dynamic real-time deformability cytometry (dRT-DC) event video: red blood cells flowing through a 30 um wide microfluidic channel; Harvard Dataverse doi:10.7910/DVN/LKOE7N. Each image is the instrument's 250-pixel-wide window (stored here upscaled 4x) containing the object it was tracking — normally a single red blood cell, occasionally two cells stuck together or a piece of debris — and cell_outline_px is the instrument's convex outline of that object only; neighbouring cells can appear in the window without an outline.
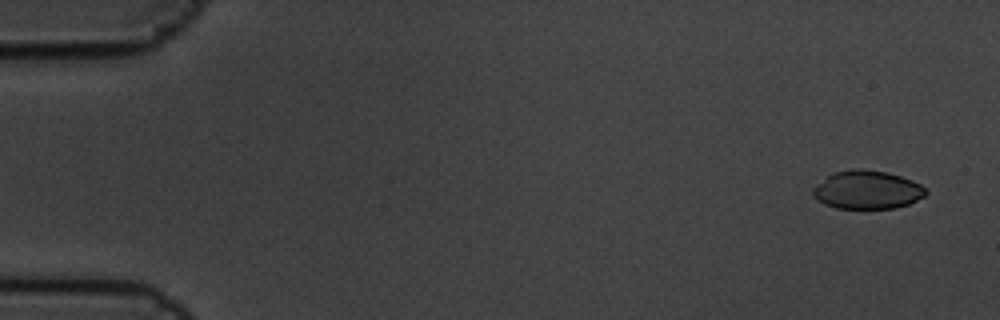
{"species": "common noctule bat (a hibernating species)", "species_latin": "Nyctalus noctula", "temperature_condition": "cold", "stored_images_in_passage": 7, "camera_frame_rate_fps": 3000, "um_per_image_px": 0.085, "animal": {"sex": "male", "body_mass_g": 19.5, "forearm_length_mm": 54.6}, "frame": {"image": 1, "passage_image": 1, "time_ms": 0.0, "image_size_px": [1000, 320], "cell_outline_px": [[928, 192], [924, 196], [908, 204], [896, 208], [836, 208], [824, 204], [816, 200], [812, 196], [812, 188], [828, 176], [836, 172], [856, 168], [864, 168], [888, 172], [912, 180], [920, 184]], "centroid_in_image_um": [73.7, 16.13], "position_along_channel_um": 11.3, "area_um2": 25.26}}
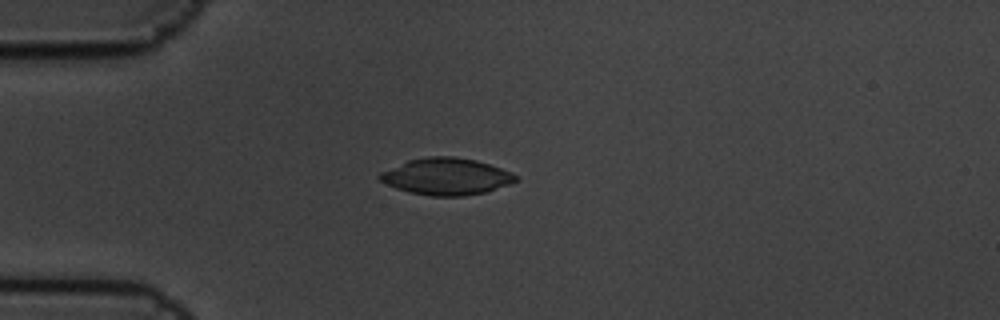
{"frame": {"image": 2, "passage_image": 5, "time_ms": 1.333, "image_size_px": [1000, 320], "cell_outline_px": [[516, 180], [508, 184], [484, 192], [464, 196], [432, 196], [408, 192], [396, 188], [380, 180], [376, 176], [380, 172], [408, 160], [428, 156], [456, 156], [476, 160], [512, 172], [516, 176]], "centroid_in_image_um": [37.9, 14.99], "position_along_channel_um": 47.1, "area_um2": 28.96}}
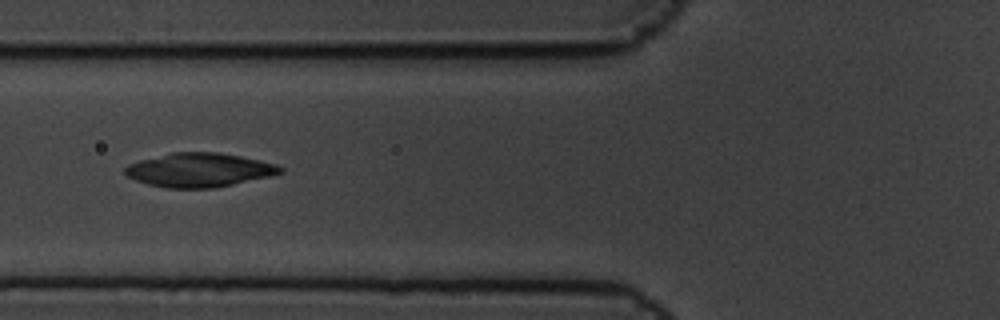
{"frame": {"image": 3, "passage_image": 7, "time_ms": 2.0, "image_size_px": [1000, 320], "cell_outline_px": [[284, 172], [268, 176], [232, 184], [212, 188], [164, 188], [148, 184], [136, 180], [128, 176], [124, 172], [124, 168], [128, 164], [140, 160], [172, 152], [216, 152], [240, 156], [260, 160], [276, 164], [284, 168]], "centroid_in_image_um": [16.92, 14.44], "position_along_channel_um": 108.9, "area_um2": 30.52}}